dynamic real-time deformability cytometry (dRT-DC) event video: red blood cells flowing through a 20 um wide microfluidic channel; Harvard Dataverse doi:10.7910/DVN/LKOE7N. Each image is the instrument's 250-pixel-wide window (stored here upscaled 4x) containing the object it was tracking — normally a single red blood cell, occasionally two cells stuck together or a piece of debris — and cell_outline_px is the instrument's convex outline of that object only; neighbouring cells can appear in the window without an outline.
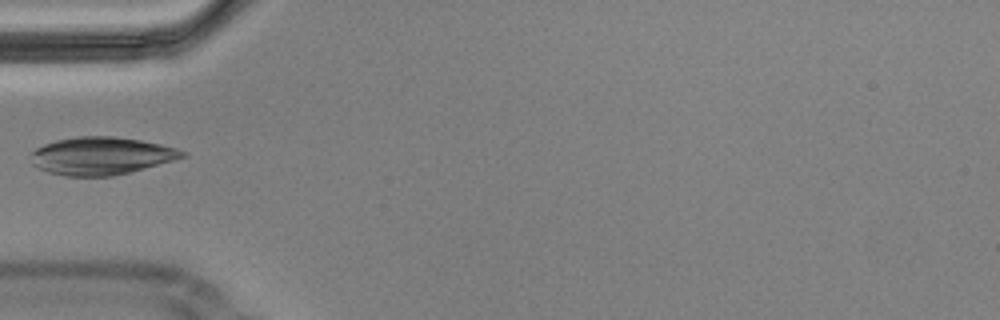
{"species": "Egyptian fruit bat (a non-hibernating species)", "species_latin": "Rousettus aegyptiacus", "temperature_condition": "cold", "stored_images_in_passage": 1, "camera_frame_rate_fps": 3000, "um_per_image_px": 0.085, "animal": {"sex": "male"}, "frame": {"image": 1, "passage_image": 1, "time_ms": 0.0, "image_size_px": [1000, 320], "cell_outline_px": [[188, 156], [144, 168], [112, 176], [64, 176], [48, 172], [36, 168], [32, 164], [32, 152], [36, 148], [44, 144], [56, 140], [76, 136], [112, 136], [140, 140], [160, 144], [176, 148], [188, 152]], "centroid_in_image_um": [8.59, 13.24], "position_along_channel_um": 76.4, "area_um2": 33.23}}